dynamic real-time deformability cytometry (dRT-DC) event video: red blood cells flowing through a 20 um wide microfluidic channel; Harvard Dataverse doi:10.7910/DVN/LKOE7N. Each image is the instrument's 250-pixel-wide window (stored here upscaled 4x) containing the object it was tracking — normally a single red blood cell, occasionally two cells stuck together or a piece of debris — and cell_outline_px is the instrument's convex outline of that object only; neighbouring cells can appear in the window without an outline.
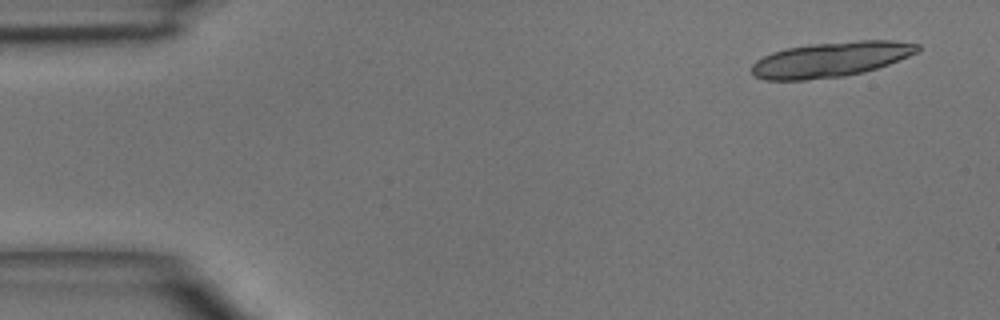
{"species": "common noctule bat (a hibernating species)", "species_latin": "Nyctalus noctula", "temperature_condition": "room temperature", "stored_images_in_passage": 5, "camera_frame_rate_fps": 3000, "um_per_image_px": 0.085, "animal": {"sex": "male", "body_mass_g": 15.6}, "frame": {"image": 1, "passage_image": 1, "time_ms": 0.0, "image_size_px": [1000, 320], "cell_outline_px": [[920, 52], [888, 64], [864, 72], [844, 76], [804, 80], [764, 80], [752, 76], [752, 64], [756, 60], [772, 52], [788, 48], [812, 44], [856, 40], [892, 40], [920, 44]], "centroid_in_image_um": [70.63, 5.05], "position_along_channel_um": 14.4, "area_um2": 34.04}}